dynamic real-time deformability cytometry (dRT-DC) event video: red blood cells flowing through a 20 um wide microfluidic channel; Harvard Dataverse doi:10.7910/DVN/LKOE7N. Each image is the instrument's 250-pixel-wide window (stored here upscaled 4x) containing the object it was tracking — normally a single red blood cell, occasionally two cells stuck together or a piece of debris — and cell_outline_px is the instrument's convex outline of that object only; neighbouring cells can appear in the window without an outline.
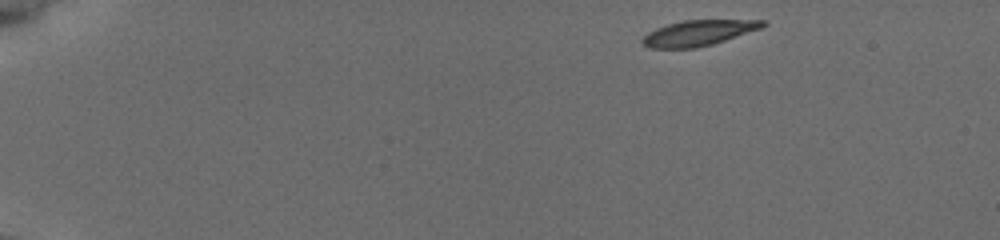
{"species": "common noctule bat (a hibernating species)", "species_latin": "Nyctalus noctula", "temperature_condition": "cold", "stored_images_in_passage": 48, "camera_frame_rate_fps": 3000, "um_per_image_px": 0.085, "animal": {"sex": "female", "body_mass_g": 19.5, "forearm_length_mm": 54.1}, "frame": {"image": 1, "passage_image": 1, "time_ms": 0.0, "image_size_px": [1000, 240], "cell_outline_px": [[768, 24], [764, 28], [712, 44], [696, 48], [648, 48], [640, 40], [648, 32], [656, 28], [668, 24], [684, 20], [768, 20]], "centroid_in_image_um": [59.42, 2.79], "position_along_channel_um": 25.6, "area_um2": 18.03}}
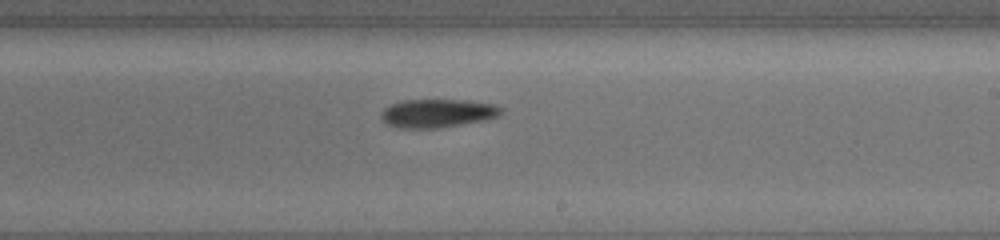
{"frame": {"image": 2, "passage_image": 28, "time_ms": 9.0, "image_size_px": [1000, 240], "cell_outline_px": [[504, 112], [500, 116], [488, 120], [436, 128], [396, 128], [388, 124], [380, 116], [384, 108], [392, 104], [404, 100], [468, 100], [496, 104], [504, 108]], "centroid_in_image_um": [37.27, 9.62], "position_along_channel_um": 251.7, "area_um2": 20.11}}
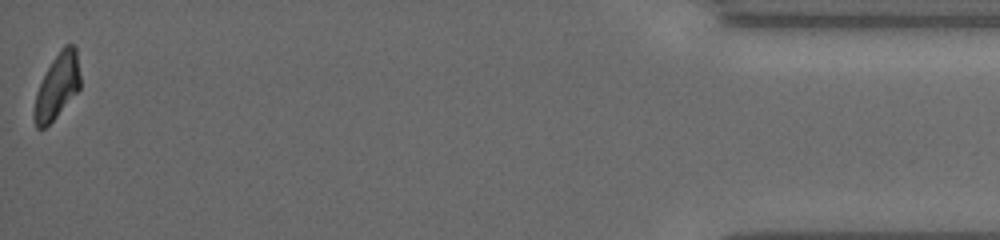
{"frame": {"image": 3, "passage_image": 48, "time_ms": 15.667, "image_size_px": [1000, 240], "cell_outline_px": [[80, 88], [56, 116], [44, 128], [36, 128], [32, 116], [32, 112], [36, 92], [52, 60], [60, 48], [64, 44], [76, 44], [80, 76]], "centroid_in_image_um": [4.85, 7.31], "position_along_channel_um": 430.4, "area_um2": 17.46}, "authors_computed_cell_mechanics": {"area_um2": 19.1607, "velocity_mm_per_s": 3.8058, "shape_relaxation_time_tau1_ms": 1.8368, "shape_relaxation_time_tau2_ms": null, "deformation_change_tau1": 0.0982, "deformation_change_tau2": null}}